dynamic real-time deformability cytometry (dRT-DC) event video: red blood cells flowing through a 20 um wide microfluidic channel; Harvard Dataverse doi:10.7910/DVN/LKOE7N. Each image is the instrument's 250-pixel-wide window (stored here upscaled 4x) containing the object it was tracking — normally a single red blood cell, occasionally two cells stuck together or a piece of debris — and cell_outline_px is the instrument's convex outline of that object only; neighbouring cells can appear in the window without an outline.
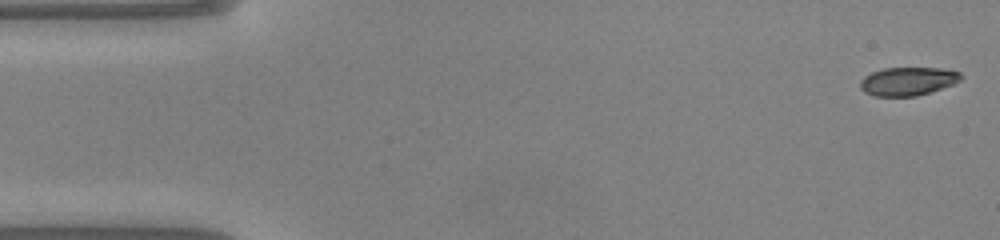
{"species": "common noctule bat (a hibernating species)", "species_latin": "Nyctalus noctula", "temperature_condition": "warm", "stored_images_in_passage": 48, "camera_frame_rate_fps": 3000, "um_per_image_px": 0.085, "animal": {"sex": "male", "body_mass_g": 20.0, "forearm_length_mm": 53.3}, "frame": {"image": 1, "passage_image": 1, "time_ms": 0.0, "image_size_px": [1000, 240], "cell_outline_px": [[964, 76], [960, 80], [952, 84], [916, 96], [872, 96], [864, 92], [860, 88], [860, 80], [864, 76], [872, 72], [884, 68], [940, 68], [960, 72]], "centroid_in_image_um": [77.13, 6.9], "position_along_channel_um": 7.9, "area_um2": 16.59}}
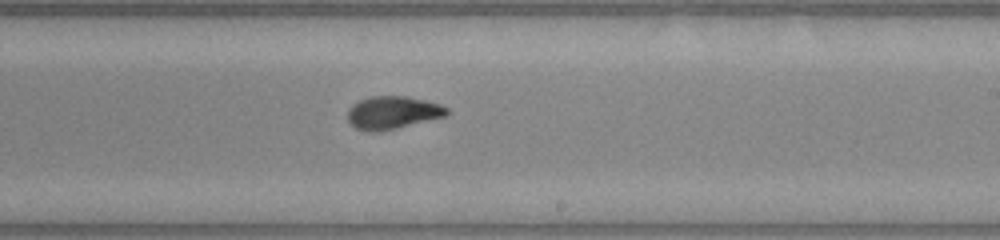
{"frame": {"image": 2, "passage_image": 28, "time_ms": 9.0, "image_size_px": [1000, 240], "cell_outline_px": [[448, 116], [396, 128], [376, 132], [368, 132], [356, 128], [348, 120], [348, 108], [352, 104], [368, 96], [404, 96], [424, 100], [440, 104], [448, 108]], "centroid_in_image_um": [33.37, 9.57], "position_along_channel_um": 255.6, "area_um2": 19.02}}
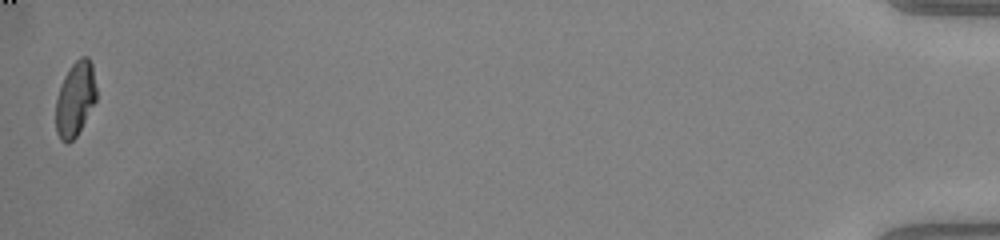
{"frame": {"image": 3, "passage_image": 48, "time_ms": 15.667, "image_size_px": [1000, 240], "cell_outline_px": [[96, 100], [76, 136], [68, 144], [60, 140], [56, 132], [56, 100], [64, 76], [68, 68], [80, 56], [88, 56], [92, 64], [96, 88]], "centroid_in_image_um": [6.39, 8.4], "position_along_channel_um": 428.8, "area_um2": 17.57}, "authors_computed_cell_mechanics": {"area_um2": 18.6405, "velocity_mm_per_s": 4.1299, "shape_relaxation_time_tau1_ms": 6.2659, "shape_relaxation_time_tau2_ms": 1.1536, "deformation_change_tau1": 0.2248, "deformation_change_tau2": 0.0637}}